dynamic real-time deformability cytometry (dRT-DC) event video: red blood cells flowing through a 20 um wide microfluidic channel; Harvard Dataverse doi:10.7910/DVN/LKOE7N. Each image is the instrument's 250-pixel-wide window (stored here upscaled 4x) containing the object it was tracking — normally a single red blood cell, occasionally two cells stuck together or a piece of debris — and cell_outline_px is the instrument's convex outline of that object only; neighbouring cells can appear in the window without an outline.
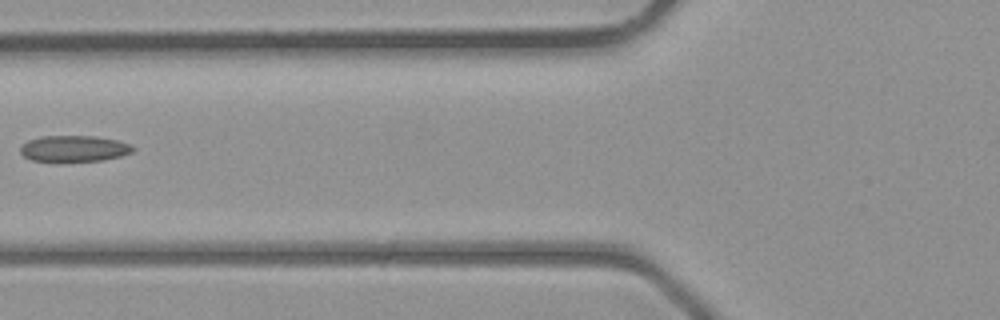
{"species": "common noctule bat (a hibernating species)", "species_latin": "Nyctalus noctula", "temperature_condition": "room temperature", "stored_images_in_passage": 5, "camera_frame_rate_fps": 3000, "um_per_image_px": 0.085, "animal": {"sex": "male", "body_mass_g": 23.1, "forearm_length_mm": 52.7}, "frame": {"image": 1, "passage_image": 5, "time_ms": 4.333, "image_size_px": [1000, 320], "cell_outline_px": [[136, 148], [132, 152], [120, 156], [104, 160], [32, 160], [24, 156], [20, 152], [20, 148], [28, 140], [40, 136], [96, 136], [116, 140], [128, 144]], "centroid_in_image_um": [6.3, 12.61], "position_along_channel_um": 119.5, "area_um2": 16.76}}